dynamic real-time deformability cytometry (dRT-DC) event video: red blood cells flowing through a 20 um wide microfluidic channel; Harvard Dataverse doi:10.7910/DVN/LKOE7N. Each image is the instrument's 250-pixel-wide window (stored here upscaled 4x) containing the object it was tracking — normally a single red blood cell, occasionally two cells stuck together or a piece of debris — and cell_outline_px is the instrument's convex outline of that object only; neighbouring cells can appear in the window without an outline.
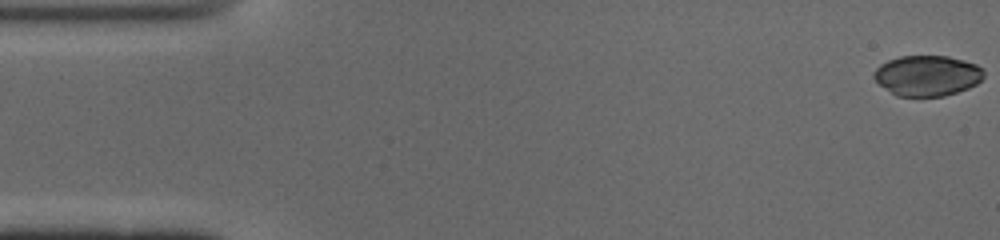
{"species": "common noctule bat (a hibernating species)", "species_latin": "Nyctalus noctula", "temperature_condition": "cold", "stored_images_in_passage": 51, "camera_frame_rate_fps": 3000, "um_per_image_px": 0.085, "animal": {"sex": "male", "body_mass_g": 19.0, "forearm_length_mm": 50.8}, "frame": {"image": 1, "passage_image": 1, "time_ms": 0.0, "image_size_px": [1000, 240], "cell_outline_px": [[984, 76], [976, 84], [968, 88], [944, 96], [896, 96], [880, 84], [872, 76], [872, 72], [880, 64], [888, 60], [900, 56], [948, 56], [964, 60], [976, 64], [984, 68]], "centroid_in_image_um": [78.82, 6.42], "position_along_channel_um": 6.2, "area_um2": 26.01}}
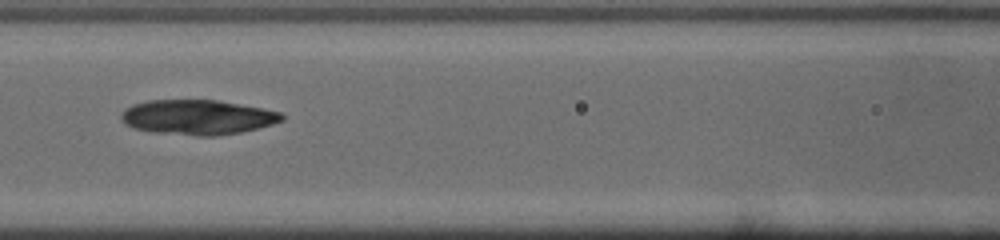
{"frame": {"image": 2, "passage_image": 22, "time_ms": 7.0, "image_size_px": [1000, 240], "cell_outline_px": [[284, 120], [272, 124], [240, 132], [216, 136], [196, 136], [156, 132], [136, 128], [128, 124], [120, 116], [124, 108], [132, 104], [148, 100], [216, 100], [264, 108], [284, 112]], "centroid_in_image_um": [16.84, 9.95], "position_along_channel_um": 149.8, "area_um2": 32.54}}
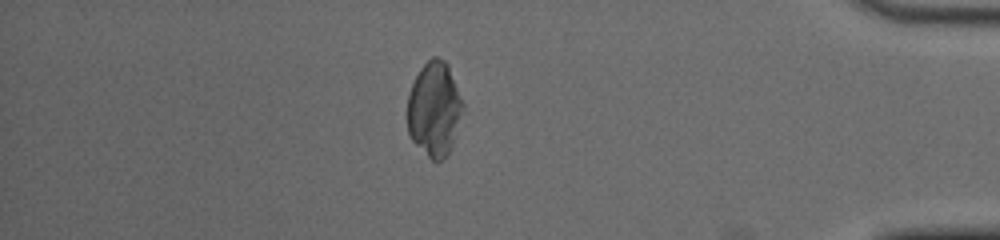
{"frame": {"image": 3, "passage_image": 44, "time_ms": 14.333, "image_size_px": [1000, 240], "cell_outline_px": [[464, 108], [452, 144], [444, 160], [432, 160], [412, 140], [408, 132], [408, 92], [420, 68], [432, 56], [436, 56], [444, 60], [448, 64], [464, 104]], "centroid_in_image_um": [36.92, 9.24], "position_along_channel_um": 398.3, "area_um2": 30.4}}